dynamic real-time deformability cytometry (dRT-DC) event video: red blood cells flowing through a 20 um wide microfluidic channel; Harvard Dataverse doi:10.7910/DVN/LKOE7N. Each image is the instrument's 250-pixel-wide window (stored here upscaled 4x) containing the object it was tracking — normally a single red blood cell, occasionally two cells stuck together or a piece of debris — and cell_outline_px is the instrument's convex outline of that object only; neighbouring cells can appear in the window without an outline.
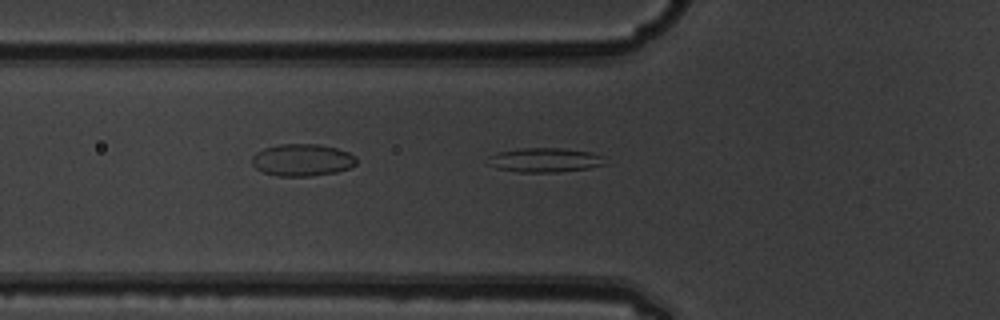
{"species": "common noctule bat (a hibernating species)", "species_latin": "Nyctalus noctula", "temperature_condition": "warm", "stored_images_in_passage": 2, "camera_frame_rate_fps": 3000, "um_per_image_px": 0.085, "animal": {"sex": "male", "body_mass_g": 19.5, "forearm_length_mm": 54.6}, "frame": {"image": 1, "passage_image": 2, "time_ms": 0.333, "image_size_px": [1000, 320], "cell_outline_px": [[608, 164], [588, 168], [556, 172], [520, 172], [496, 168], [488, 164], [488, 156], [500, 152], [516, 148], [560, 148], [592, 152], [604, 156]], "centroid_in_image_um": [46.34, 13.6], "position_along_channel_um": 79.5, "area_um2": 16.7}}